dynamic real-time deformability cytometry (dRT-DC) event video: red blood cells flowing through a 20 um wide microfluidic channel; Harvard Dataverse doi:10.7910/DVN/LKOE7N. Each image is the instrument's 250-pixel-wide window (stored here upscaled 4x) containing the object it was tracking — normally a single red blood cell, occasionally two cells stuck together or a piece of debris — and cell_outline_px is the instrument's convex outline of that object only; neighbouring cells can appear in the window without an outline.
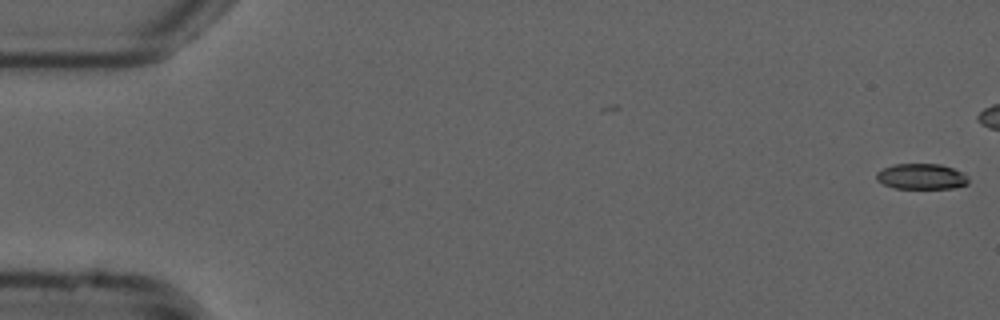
{"species": "common noctule bat (a hibernating species)", "species_latin": "Nyctalus noctula", "temperature_condition": "cold", "stored_images_in_passage": 44, "camera_frame_rate_fps": 3000, "um_per_image_px": 0.085, "animal": {"sex": "male", "forearm_length_mm": 52.5}, "frame": {"image": 1, "passage_image": 1, "time_ms": 0.0, "image_size_px": [1000, 320], "cell_outline_px": [[968, 184], [952, 188], [896, 188], [884, 184], [876, 180], [876, 172], [892, 164], [940, 164], [964, 172], [968, 176]], "centroid_in_image_um": [78.33, 14.99], "position_along_channel_um": 6.7, "area_um2": 13.76}}
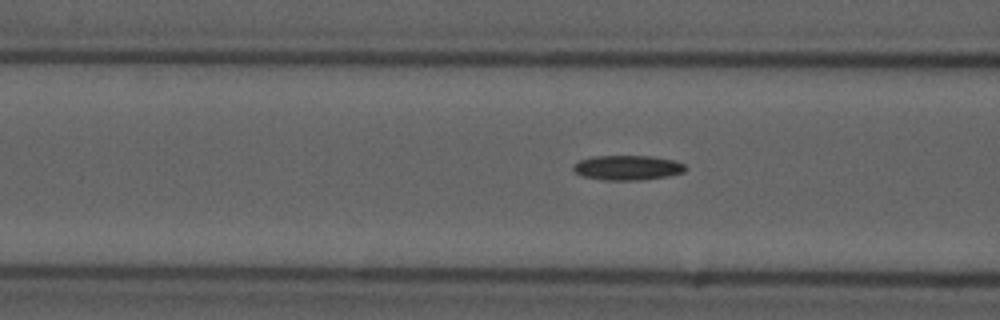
{"frame": {"image": 2, "passage_image": 21, "time_ms": 6.667, "image_size_px": [1000, 320], "cell_outline_px": [[688, 168], [684, 172], [668, 176], [640, 180], [604, 180], [580, 176], [572, 168], [580, 160], [592, 156], [652, 156], [676, 160], [684, 164]], "centroid_in_image_um": [53.37, 14.25], "position_along_channel_um": 113.2, "area_um2": 16.3}}
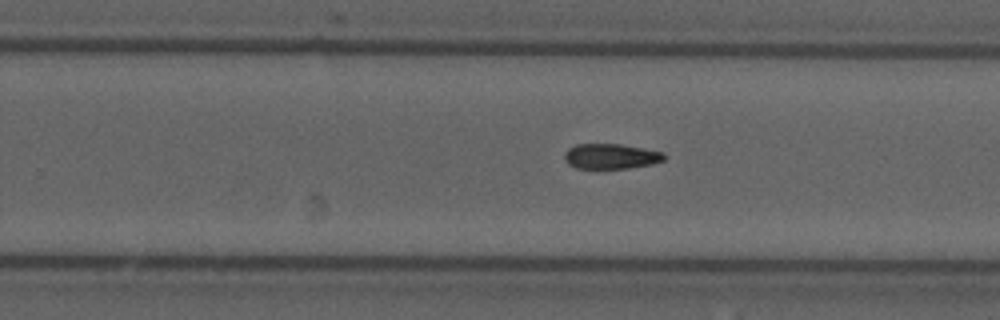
{"frame": {"image": 3, "passage_image": 34, "time_ms": 11.0, "image_size_px": [1000, 320], "cell_outline_px": [[664, 160], [652, 164], [628, 168], [576, 168], [568, 164], [564, 160], [564, 152], [568, 148], [576, 144], [620, 144], [664, 152]], "centroid_in_image_um": [51.89, 13.28], "position_along_channel_um": 277.9, "area_um2": 14.62}}